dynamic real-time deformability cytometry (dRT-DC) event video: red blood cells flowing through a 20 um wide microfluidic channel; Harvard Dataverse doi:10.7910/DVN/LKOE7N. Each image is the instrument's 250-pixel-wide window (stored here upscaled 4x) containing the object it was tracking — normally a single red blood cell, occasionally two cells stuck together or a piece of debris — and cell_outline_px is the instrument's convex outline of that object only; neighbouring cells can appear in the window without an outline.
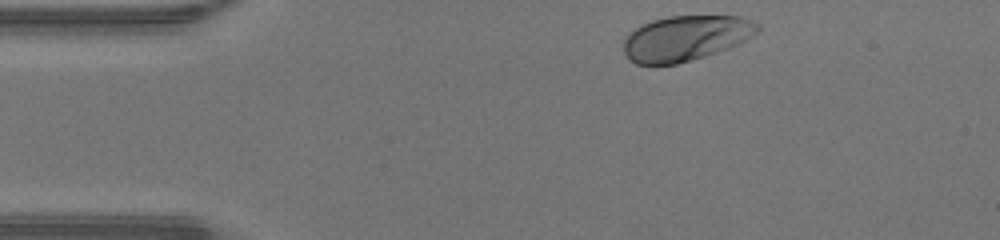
{"species": "human", "species_latin": "Homo sapiens", "temperature_condition": "warm", "stored_images_in_passage": 33, "camera_frame_rate_fps": 3000, "um_per_image_px": 0.085, "donor": {"sex": "male"}, "frame": {"image": 1, "passage_image": 1, "time_ms": 0.0, "image_size_px": [1000, 240], "cell_outline_px": [[760, 32], [728, 48], [704, 56], [676, 64], [636, 64], [628, 60], [624, 52], [624, 40], [628, 32], [640, 24], [652, 20], [668, 16], [740, 16], [760, 24]], "centroid_in_image_um": [58.26, 3.23], "position_along_channel_um": 26.7, "area_um2": 35.43}}
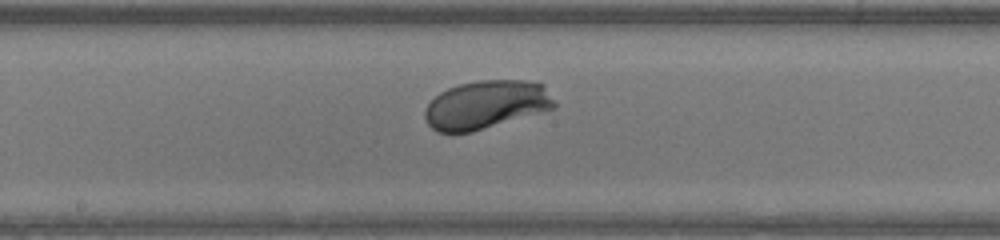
{"frame": {"image": 2, "passage_image": 18, "time_ms": 5.667, "image_size_px": [1000, 240], "cell_outline_px": [[556, 108], [472, 132], [436, 132], [428, 124], [424, 116], [424, 108], [440, 92], [448, 88], [460, 84], [480, 80], [524, 80], [544, 84], [556, 104]], "centroid_in_image_um": [41.32, 8.9], "position_along_channel_um": 206.9, "area_um2": 36.53}}
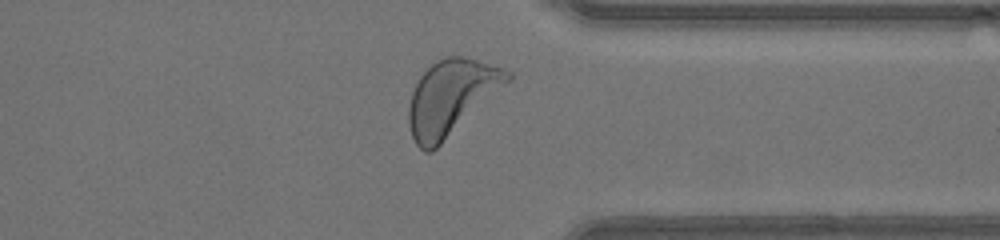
{"frame": {"image": 3, "passage_image": 30, "time_ms": 9.667, "image_size_px": [1000, 240], "cell_outline_px": [[512, 80], [432, 152], [424, 152], [416, 144], [412, 136], [408, 124], [408, 108], [412, 92], [420, 76], [436, 60], [448, 56], [464, 56], [504, 68], [512, 72]], "centroid_in_image_um": [38.36, 8.28], "position_along_channel_um": 373.0, "area_um2": 43.12}, "authors_computed_cell_mechanics": {"area_um2": 36.5296, "velocity_mm_per_s": 4.2703, "shape_relaxation_time_tau1_ms": 1.1652, "shape_relaxation_time_tau2_ms": null, "deformation_change_tau1": 0.1342, "deformation_change_tau2": null}}